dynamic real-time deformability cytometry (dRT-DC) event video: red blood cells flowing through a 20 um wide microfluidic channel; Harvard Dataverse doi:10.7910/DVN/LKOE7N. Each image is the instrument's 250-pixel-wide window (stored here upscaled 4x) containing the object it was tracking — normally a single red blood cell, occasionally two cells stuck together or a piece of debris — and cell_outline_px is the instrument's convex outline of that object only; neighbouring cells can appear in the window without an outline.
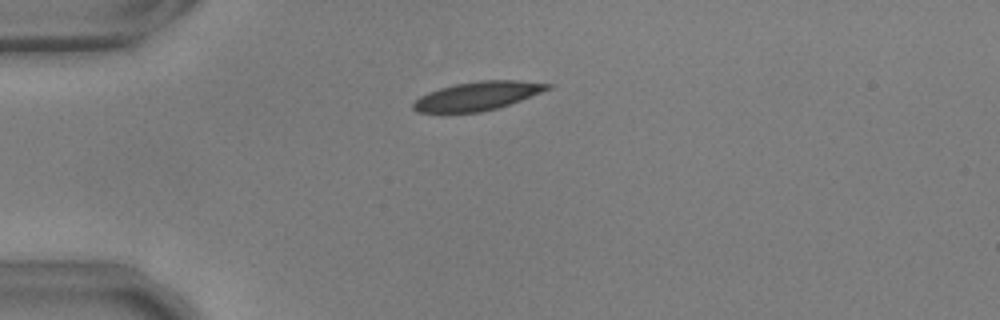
{"species": "common noctule bat (a hibernating species)", "species_latin": "Nyctalus noctula", "temperature_condition": "warm", "stored_images_in_passage": 42, "camera_frame_rate_fps": 3000, "um_per_image_px": 0.085, "animal": {"sex": "male", "body_mass_g": 17.9, "forearm_length_mm": 54.2}, "frame": {"image": 1, "passage_image": 1, "time_ms": 0.0, "image_size_px": [1000, 320], "cell_outline_px": [[552, 88], [520, 100], [496, 108], [480, 112], [416, 112], [412, 108], [412, 104], [420, 96], [428, 92], [440, 88], [456, 84], [480, 80], [520, 80], [552, 84]], "centroid_in_image_um": [40.59, 8.15], "position_along_channel_um": 44.4, "area_um2": 22.2}}
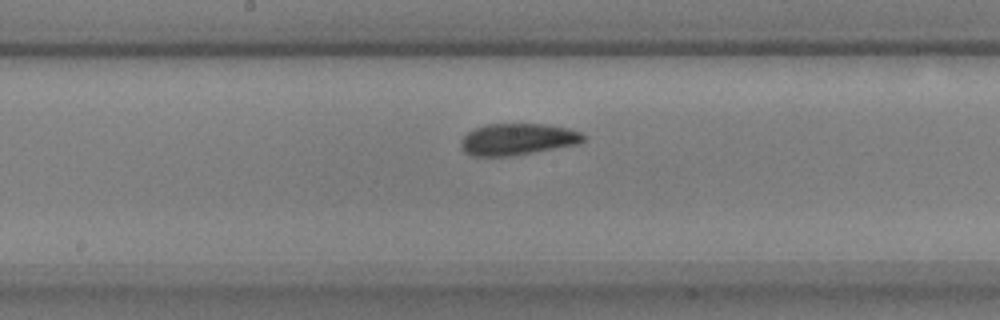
{"frame": {"image": 2, "passage_image": 16, "time_ms": 5.0, "image_size_px": [1000, 320], "cell_outline_px": [[588, 136], [580, 144], [512, 156], [472, 156], [464, 152], [460, 148], [460, 140], [468, 132], [476, 128], [488, 124], [544, 124], [568, 128], [580, 132]], "centroid_in_image_um": [44.01, 11.85], "position_along_channel_um": 204.2, "area_um2": 22.77}}
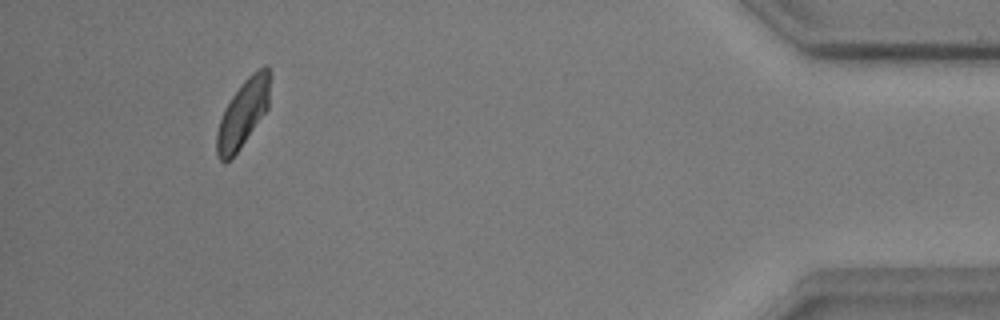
{"frame": {"image": 3, "passage_image": 38, "time_ms": 12.333, "image_size_px": [1000, 320], "cell_outline_px": [[272, 76], [268, 108], [240, 148], [224, 164], [220, 160], [216, 152], [216, 136], [220, 120], [224, 108], [240, 84], [252, 72], [264, 64], [268, 64], [272, 72]], "centroid_in_image_um": [20.7, 9.54], "position_along_channel_um": 414.5, "area_um2": 21.21}, "authors_computed_cell_mechanics": {"area_um2": 22.1663, "velocity_mm_per_s": 3.68, "shape_relaxation_time_tau1_ms": 7.4377, "shape_relaxation_time_tau2_ms": 4.1001, "deformation_change_tau1": 0.1797, "deformation_change_tau2": 0.0747}}